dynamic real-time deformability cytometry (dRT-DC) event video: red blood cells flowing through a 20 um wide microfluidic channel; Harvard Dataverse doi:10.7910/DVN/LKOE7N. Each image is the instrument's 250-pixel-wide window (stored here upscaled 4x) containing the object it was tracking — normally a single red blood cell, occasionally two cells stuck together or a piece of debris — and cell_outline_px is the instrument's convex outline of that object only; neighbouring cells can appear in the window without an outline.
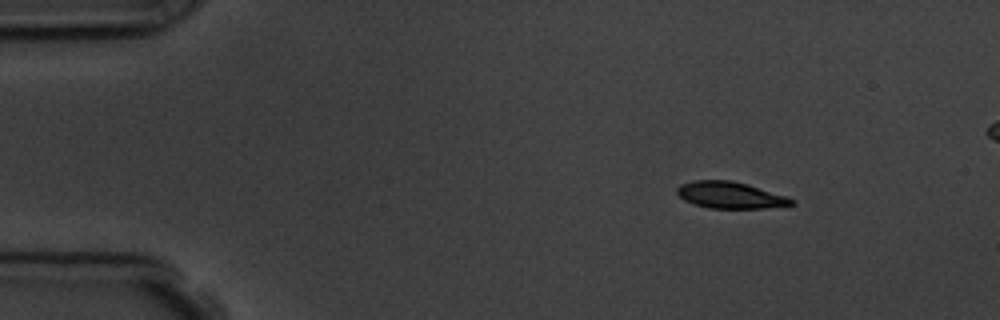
{"species": "common noctule bat (a hibernating species)", "species_latin": "Nyctalus noctula", "temperature_condition": "room temperature", "stored_images_in_passage": 4, "segment_of_instrument_passage": [1, 2], "camera_frame_rate_fps": 3000, "um_per_image_px": 0.085, "animal": {"sex": "male", "body_mass_g": 19.5, "forearm_length_mm": 54.6}, "frame": {"image": 1, "passage_image": 1, "time_ms": 0.0, "image_size_px": [1000, 320], "cell_outline_px": [[796, 204], [764, 208], [708, 208], [692, 204], [684, 200], [676, 192], [676, 188], [680, 184], [692, 180], [732, 180], [748, 184], [788, 196], [796, 200]], "centroid_in_image_um": [62.08, 16.58], "position_along_channel_um": 22.9, "area_um2": 18.03}}